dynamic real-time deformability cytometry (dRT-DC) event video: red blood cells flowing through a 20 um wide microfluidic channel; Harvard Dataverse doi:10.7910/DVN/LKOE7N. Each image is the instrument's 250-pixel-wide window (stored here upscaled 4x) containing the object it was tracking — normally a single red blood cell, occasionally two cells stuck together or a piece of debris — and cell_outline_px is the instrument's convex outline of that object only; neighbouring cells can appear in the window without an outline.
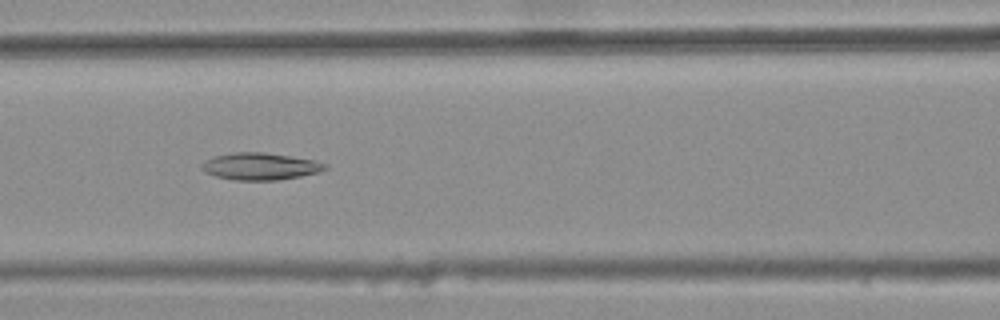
{"species": "common noctule bat (a hibernating species)", "species_latin": "Nyctalus noctula", "temperature_condition": "warm", "stored_images_in_passage": 37, "camera_frame_rate_fps": 3000, "um_per_image_px": 0.085, "animal": {"sex": "female", "body_mass_g": 25.1}, "frame": {"image": 1, "passage_image": 14, "time_ms": 4.333, "image_size_px": [1000, 320], "cell_outline_px": [[328, 168], [320, 172], [300, 176], [276, 180], [232, 180], [216, 176], [204, 172], [200, 168], [200, 164], [204, 160], [212, 156], [232, 152], [264, 152], [292, 156], [316, 160], [328, 164]], "centroid_in_image_um": [22.1, 14.13], "position_along_channel_um": 144.5, "area_um2": 19.83}}
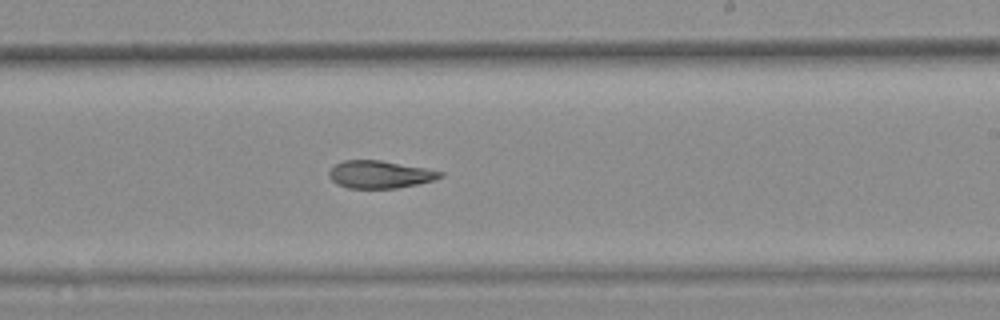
{"frame": {"image": 2, "passage_image": 23, "time_ms": 7.333, "image_size_px": [1000, 320], "cell_outline_px": [[444, 176], [432, 180], [416, 184], [396, 188], [348, 188], [336, 184], [328, 176], [328, 172], [336, 164], [344, 160], [380, 160], [424, 168], [444, 172]], "centroid_in_image_um": [32.26, 14.83], "position_along_channel_um": 256.7, "area_um2": 17.69}}
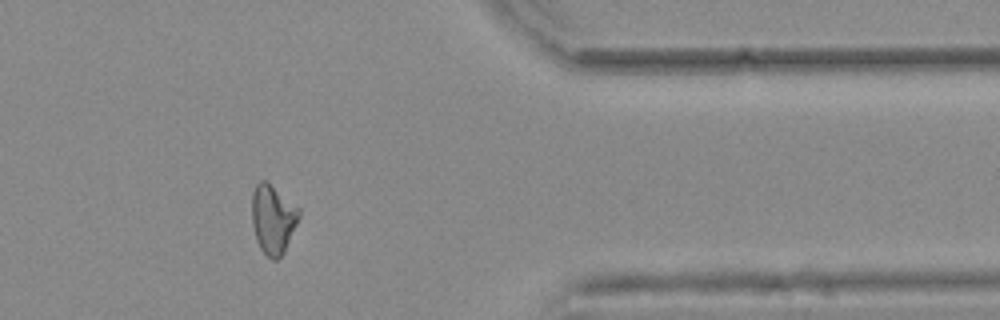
{"frame": {"image": 3, "passage_image": 35, "time_ms": 11.333, "image_size_px": [1000, 320], "cell_outline_px": [[300, 216], [284, 252], [276, 260], [272, 260], [260, 248], [256, 240], [252, 224], [252, 192], [256, 184], [260, 180], [264, 180], [300, 208]], "centroid_in_image_um": [23.19, 18.63], "position_along_channel_um": 388.2, "area_um2": 18.79}, "authors_computed_cell_mechanics": {"area_um2": 18.6694, "velocity_mm_per_s": 3.7538, "shape_relaxation_time_tau1_ms": null, "shape_relaxation_time_tau2_ms": 3.7414, "deformation_change_tau1": null, "deformation_change_tau2": 0.1132}}